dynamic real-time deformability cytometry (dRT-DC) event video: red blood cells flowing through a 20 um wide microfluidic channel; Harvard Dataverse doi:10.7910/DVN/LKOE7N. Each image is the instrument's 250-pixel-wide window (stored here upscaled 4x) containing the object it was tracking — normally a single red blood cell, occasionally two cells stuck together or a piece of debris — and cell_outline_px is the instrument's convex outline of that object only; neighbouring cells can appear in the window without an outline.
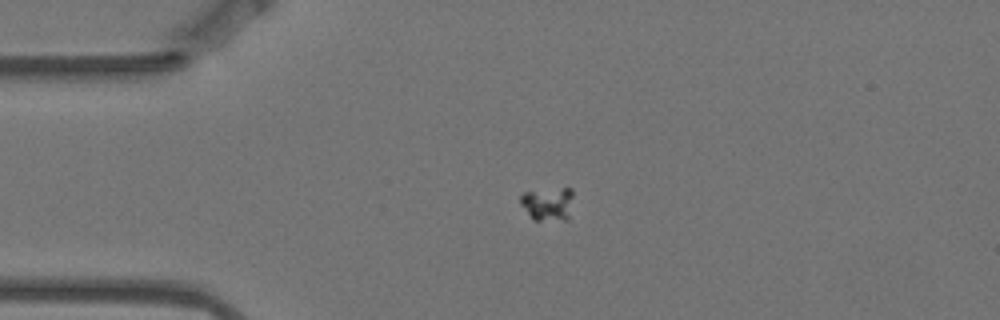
{"species": "Egyptian fruit bat (a non-hibernating species)", "species_latin": "Rousettus aegyptiacus", "temperature_condition": "warm", "stored_images_in_passage": 4, "camera_frame_rate_fps": 3000, "um_per_image_px": 0.085, "animal": {"sex": "female"}, "frame": {"image": 1, "passage_image": 3, "time_ms": 0.667, "image_size_px": [1000, 320], "cell_outline_px": [[572, 196], [568, 220], [532, 220], [520, 204], [520, 196], [524, 192], [564, 188], [572, 188]], "centroid_in_image_um": [46.54, 17.34], "position_along_channel_um": 38.5, "area_um2": 10.23}}